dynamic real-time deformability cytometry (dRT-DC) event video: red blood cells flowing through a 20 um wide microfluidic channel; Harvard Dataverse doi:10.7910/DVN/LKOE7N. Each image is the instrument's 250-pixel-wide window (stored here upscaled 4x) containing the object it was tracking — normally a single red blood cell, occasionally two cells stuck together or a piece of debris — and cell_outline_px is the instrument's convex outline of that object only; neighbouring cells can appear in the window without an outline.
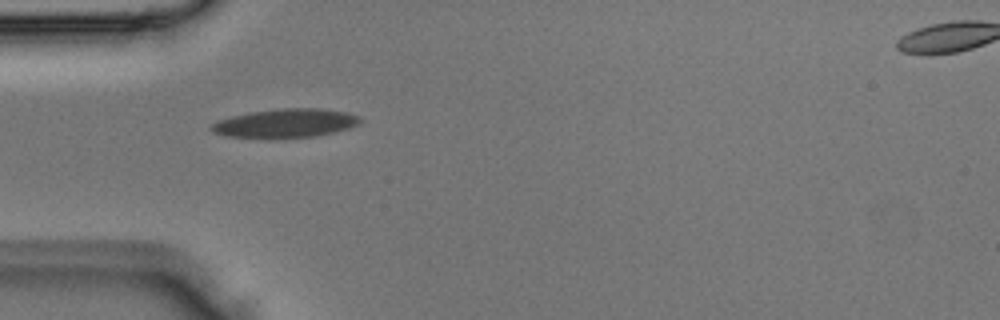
{"species": "Egyptian fruit bat (a non-hibernating species)", "species_latin": "Rousettus aegyptiacus", "temperature_condition": "room temperature", "stored_images_in_passage": 3, "camera_frame_rate_fps": 3000, "um_per_image_px": 0.085, "animal": {"sex": "male"}, "frame": {"image": 1, "passage_image": 3, "time_ms": 0.667, "image_size_px": [1000, 320], "cell_outline_px": [[360, 124], [348, 128], [316, 136], [272, 140], [224, 136], [212, 132], [208, 128], [212, 124], [220, 120], [232, 116], [252, 112], [280, 108], [316, 108], [348, 112], [360, 116]], "centroid_in_image_um": [24.23, 10.5], "position_along_channel_um": 60.8, "area_um2": 25.49}}